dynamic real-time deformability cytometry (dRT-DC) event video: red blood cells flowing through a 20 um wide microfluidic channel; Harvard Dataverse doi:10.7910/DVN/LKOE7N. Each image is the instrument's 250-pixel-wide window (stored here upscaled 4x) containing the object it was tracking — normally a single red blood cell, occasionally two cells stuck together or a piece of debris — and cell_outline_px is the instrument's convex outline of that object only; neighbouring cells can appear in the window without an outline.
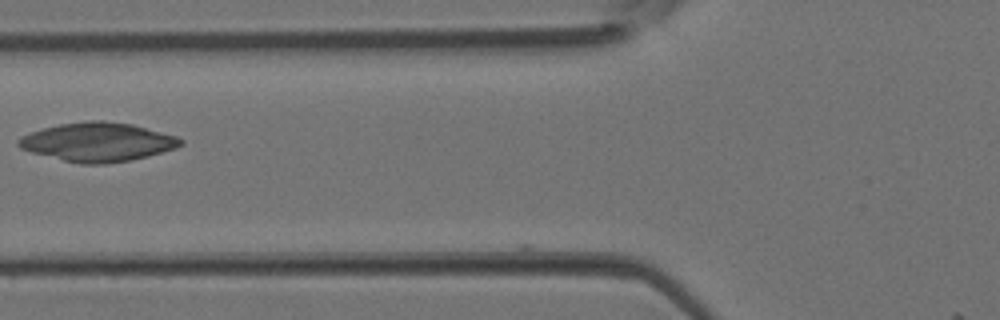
{"species": "Egyptian fruit bat (a non-hibernating species)", "species_latin": "Rousettus aegyptiacus", "temperature_condition": "room temperature", "stored_images_in_passage": 5, "camera_frame_rate_fps": 3000, "um_per_image_px": 0.085, "animal": {"sex": "female"}, "frame": {"image": 1, "passage_image": 4, "time_ms": 1.0, "image_size_px": [1000, 320], "cell_outline_px": [[184, 144], [176, 148], [148, 156], [128, 160], [104, 164], [80, 164], [32, 152], [20, 148], [16, 144], [16, 140], [20, 136], [44, 128], [60, 124], [88, 120], [104, 120], [132, 124], [176, 136], [184, 140]], "centroid_in_image_um": [8.31, 12.06], "position_along_channel_um": 117.5, "area_um2": 36.59}}